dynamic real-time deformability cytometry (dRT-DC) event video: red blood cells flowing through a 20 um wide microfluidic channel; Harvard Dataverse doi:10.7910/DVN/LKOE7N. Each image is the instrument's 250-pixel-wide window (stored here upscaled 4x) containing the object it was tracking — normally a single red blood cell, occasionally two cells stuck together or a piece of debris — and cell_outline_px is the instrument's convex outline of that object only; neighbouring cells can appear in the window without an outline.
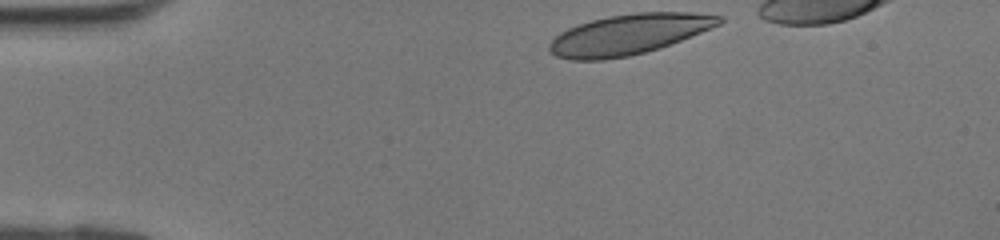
{"species": "human", "species_latin": "Homo sapiens", "temperature_condition": "room temperature", "stored_images_in_passage": 31, "camera_frame_rate_fps": 3000, "um_per_image_px": 0.085, "donor": {"sex": "female"}, "frame": {"image": 1, "passage_image": 1, "time_ms": 0.0, "image_size_px": [1000, 240], "cell_outline_px": [[724, 20], [720, 24], [660, 48], [628, 56], [604, 60], [572, 60], [556, 56], [548, 48], [548, 44], [560, 32], [568, 28], [592, 20], [608, 16], [636, 12], [692, 12], [724, 16]], "centroid_in_image_um": [53.44, 2.92], "position_along_channel_um": 31.6, "area_um2": 39.71}}
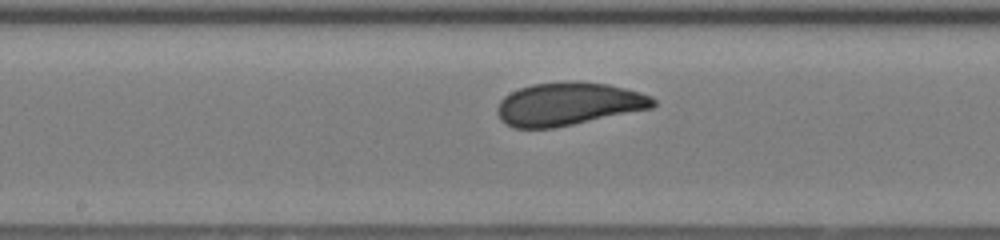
{"frame": {"image": 2, "passage_image": 15, "time_ms": 4.667, "image_size_px": [1000, 240], "cell_outline_px": [[656, 104], [652, 108], [552, 128], [512, 128], [504, 124], [500, 120], [496, 112], [496, 108], [500, 100], [504, 96], [520, 88], [532, 84], [576, 80], [608, 84], [640, 92], [652, 96], [656, 100]], "centroid_in_image_um": [48.28, 8.83], "position_along_channel_um": 199.9, "area_um2": 39.19}}
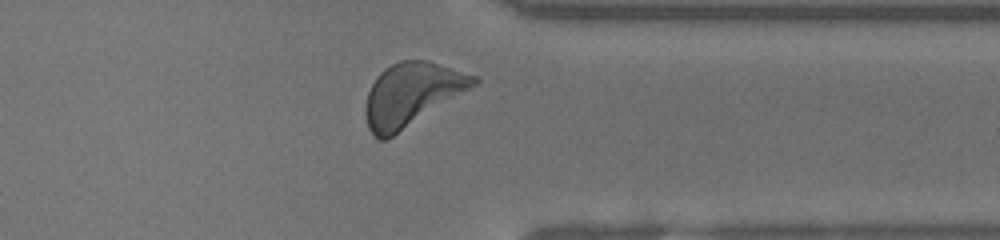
{"frame": {"image": 3, "passage_image": 26, "time_ms": 8.333, "image_size_px": [1000, 240], "cell_outline_px": [[480, 80], [476, 84], [388, 140], [380, 140], [372, 136], [368, 128], [364, 112], [364, 108], [368, 92], [376, 76], [384, 68], [400, 60], [428, 60], [480, 76]], "centroid_in_image_um": [34.96, 8.03], "position_along_channel_um": 376.4, "area_um2": 39.94}}